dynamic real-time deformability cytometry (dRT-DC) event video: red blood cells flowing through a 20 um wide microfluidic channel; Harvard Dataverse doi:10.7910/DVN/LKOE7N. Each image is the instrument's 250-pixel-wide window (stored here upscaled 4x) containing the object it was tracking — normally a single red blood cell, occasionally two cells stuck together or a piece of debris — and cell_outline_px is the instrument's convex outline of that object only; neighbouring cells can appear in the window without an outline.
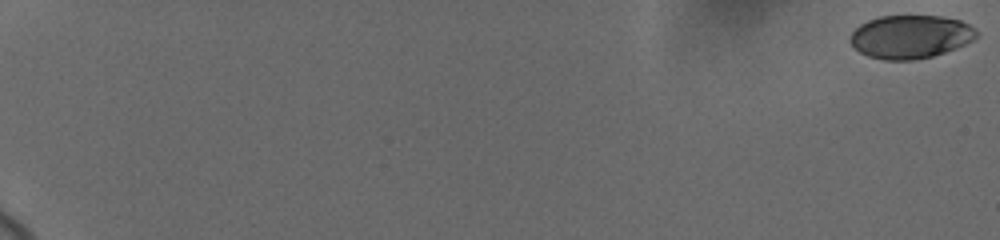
{"species": "human", "species_latin": "Homo sapiens", "temperature_condition": "cold", "stored_images_in_passage": 8, "camera_frame_rate_fps": 3000, "um_per_image_px": 0.085, "donor": {"sex": "female"}, "frame": {"image": 1, "passage_image": 1, "time_ms": 0.0, "image_size_px": [1000, 240], "cell_outline_px": [[976, 36], [972, 40], [956, 48], [932, 56], [912, 60], [884, 60], [868, 56], [860, 52], [848, 40], [852, 32], [860, 24], [868, 20], [880, 16], [940, 16], [960, 20], [976, 28]], "centroid_in_image_um": [77.37, 3.12], "position_along_channel_um": 7.6, "area_um2": 31.73}}